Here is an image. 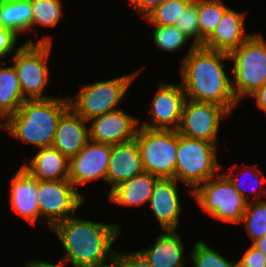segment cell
<instances>
[{
	"mask_svg": "<svg viewBox=\"0 0 266 267\" xmlns=\"http://www.w3.org/2000/svg\"><path fill=\"white\" fill-rule=\"evenodd\" d=\"M131 5L146 18L157 6L163 4L166 0H128Z\"/></svg>",
	"mask_w": 266,
	"mask_h": 267,
	"instance_id": "d590c367",
	"label": "cell"
},
{
	"mask_svg": "<svg viewBox=\"0 0 266 267\" xmlns=\"http://www.w3.org/2000/svg\"><path fill=\"white\" fill-rule=\"evenodd\" d=\"M174 178H158L153 185L149 204L162 230H177L181 203Z\"/></svg>",
	"mask_w": 266,
	"mask_h": 267,
	"instance_id": "9a60e30c",
	"label": "cell"
},
{
	"mask_svg": "<svg viewBox=\"0 0 266 267\" xmlns=\"http://www.w3.org/2000/svg\"><path fill=\"white\" fill-rule=\"evenodd\" d=\"M230 172L228 173V174H225L228 178H229V180L231 181V183L233 184V186L236 188V190L248 201V202H250V200H248L247 198L249 197V194L248 195H246V192L243 190V188H242V185H241V183H239L238 181H239V178L238 177H233V172H234V169L233 168H230V170H229ZM258 174H262V172H261V170L259 169V168H257L256 170L254 169V171L250 174L251 175V178L249 179V178H247V180L249 179V181H250V183H252L253 185H255V182L257 181V183L258 182H260L261 181V183H263L264 181H266V177L263 175V177L261 178L262 180H258ZM255 187H257L256 185L253 187V189L251 190V191H253L254 193H255V195L254 194H251V195H253L254 196V199L256 200V201H258V200H262V198H263V196L262 195H264V196H266V189H264L265 190V192H264V194L262 193V191H259V188H257L258 189V191L256 190V188ZM246 190V189H245ZM256 190V191H255Z\"/></svg>",
	"mask_w": 266,
	"mask_h": 267,
	"instance_id": "1f68e13d",
	"label": "cell"
},
{
	"mask_svg": "<svg viewBox=\"0 0 266 267\" xmlns=\"http://www.w3.org/2000/svg\"><path fill=\"white\" fill-rule=\"evenodd\" d=\"M135 140L145 172L159 178H174L177 163L178 131L147 129L139 125Z\"/></svg>",
	"mask_w": 266,
	"mask_h": 267,
	"instance_id": "9c48e42d",
	"label": "cell"
},
{
	"mask_svg": "<svg viewBox=\"0 0 266 267\" xmlns=\"http://www.w3.org/2000/svg\"><path fill=\"white\" fill-rule=\"evenodd\" d=\"M245 228L252 243L266 234V200L254 201L247 204L240 223Z\"/></svg>",
	"mask_w": 266,
	"mask_h": 267,
	"instance_id": "4316f807",
	"label": "cell"
},
{
	"mask_svg": "<svg viewBox=\"0 0 266 267\" xmlns=\"http://www.w3.org/2000/svg\"><path fill=\"white\" fill-rule=\"evenodd\" d=\"M32 7L30 0H0V22L3 28L17 34L32 29Z\"/></svg>",
	"mask_w": 266,
	"mask_h": 267,
	"instance_id": "603a6c76",
	"label": "cell"
},
{
	"mask_svg": "<svg viewBox=\"0 0 266 267\" xmlns=\"http://www.w3.org/2000/svg\"><path fill=\"white\" fill-rule=\"evenodd\" d=\"M110 262H111V264H109V265L107 263L105 264V262H104V263L98 264L94 267H119L118 260L114 256L110 259Z\"/></svg>",
	"mask_w": 266,
	"mask_h": 267,
	"instance_id": "60d3db41",
	"label": "cell"
},
{
	"mask_svg": "<svg viewBox=\"0 0 266 267\" xmlns=\"http://www.w3.org/2000/svg\"><path fill=\"white\" fill-rule=\"evenodd\" d=\"M71 107L62 115L52 146L69 159L78 154L89 141V127Z\"/></svg>",
	"mask_w": 266,
	"mask_h": 267,
	"instance_id": "d6986e66",
	"label": "cell"
},
{
	"mask_svg": "<svg viewBox=\"0 0 266 267\" xmlns=\"http://www.w3.org/2000/svg\"><path fill=\"white\" fill-rule=\"evenodd\" d=\"M32 7V28L35 25L54 27L62 17L61 0H30Z\"/></svg>",
	"mask_w": 266,
	"mask_h": 267,
	"instance_id": "83f0119b",
	"label": "cell"
},
{
	"mask_svg": "<svg viewBox=\"0 0 266 267\" xmlns=\"http://www.w3.org/2000/svg\"><path fill=\"white\" fill-rule=\"evenodd\" d=\"M230 116L222 106L186 99L178 133L184 137L216 144L221 120Z\"/></svg>",
	"mask_w": 266,
	"mask_h": 267,
	"instance_id": "8fae6325",
	"label": "cell"
},
{
	"mask_svg": "<svg viewBox=\"0 0 266 267\" xmlns=\"http://www.w3.org/2000/svg\"><path fill=\"white\" fill-rule=\"evenodd\" d=\"M245 13L227 8L214 32L203 42L202 47L230 54L252 34H245Z\"/></svg>",
	"mask_w": 266,
	"mask_h": 267,
	"instance_id": "ac0fdd59",
	"label": "cell"
},
{
	"mask_svg": "<svg viewBox=\"0 0 266 267\" xmlns=\"http://www.w3.org/2000/svg\"><path fill=\"white\" fill-rule=\"evenodd\" d=\"M28 164L23 167L37 180H69L70 159L53 146L39 148Z\"/></svg>",
	"mask_w": 266,
	"mask_h": 267,
	"instance_id": "44dd1931",
	"label": "cell"
},
{
	"mask_svg": "<svg viewBox=\"0 0 266 267\" xmlns=\"http://www.w3.org/2000/svg\"><path fill=\"white\" fill-rule=\"evenodd\" d=\"M111 147V144L89 140L78 154L70 158L69 181L74 186L98 179L107 182Z\"/></svg>",
	"mask_w": 266,
	"mask_h": 267,
	"instance_id": "4fadbf2b",
	"label": "cell"
},
{
	"mask_svg": "<svg viewBox=\"0 0 266 267\" xmlns=\"http://www.w3.org/2000/svg\"><path fill=\"white\" fill-rule=\"evenodd\" d=\"M189 192L211 217L229 223L239 224L248 204L225 173L213 176Z\"/></svg>",
	"mask_w": 266,
	"mask_h": 267,
	"instance_id": "52a82bcc",
	"label": "cell"
},
{
	"mask_svg": "<svg viewBox=\"0 0 266 267\" xmlns=\"http://www.w3.org/2000/svg\"><path fill=\"white\" fill-rule=\"evenodd\" d=\"M254 247L266 254V234L252 243Z\"/></svg>",
	"mask_w": 266,
	"mask_h": 267,
	"instance_id": "f35d334b",
	"label": "cell"
},
{
	"mask_svg": "<svg viewBox=\"0 0 266 267\" xmlns=\"http://www.w3.org/2000/svg\"><path fill=\"white\" fill-rule=\"evenodd\" d=\"M69 108V96L26 100L15 114L8 116L7 132L37 148L50 147L58 122Z\"/></svg>",
	"mask_w": 266,
	"mask_h": 267,
	"instance_id": "3957f363",
	"label": "cell"
},
{
	"mask_svg": "<svg viewBox=\"0 0 266 267\" xmlns=\"http://www.w3.org/2000/svg\"><path fill=\"white\" fill-rule=\"evenodd\" d=\"M143 172L141 153L135 139L112 145L107 171V184L111 185L110 191L120 183Z\"/></svg>",
	"mask_w": 266,
	"mask_h": 267,
	"instance_id": "2e32d148",
	"label": "cell"
},
{
	"mask_svg": "<svg viewBox=\"0 0 266 267\" xmlns=\"http://www.w3.org/2000/svg\"><path fill=\"white\" fill-rule=\"evenodd\" d=\"M63 265L64 263L61 261L56 265L42 260H31L26 263V267H63Z\"/></svg>",
	"mask_w": 266,
	"mask_h": 267,
	"instance_id": "74e56055",
	"label": "cell"
},
{
	"mask_svg": "<svg viewBox=\"0 0 266 267\" xmlns=\"http://www.w3.org/2000/svg\"><path fill=\"white\" fill-rule=\"evenodd\" d=\"M190 258L194 267H237V263L226 260L219 252L202 241L193 245Z\"/></svg>",
	"mask_w": 266,
	"mask_h": 267,
	"instance_id": "f546056e",
	"label": "cell"
},
{
	"mask_svg": "<svg viewBox=\"0 0 266 267\" xmlns=\"http://www.w3.org/2000/svg\"><path fill=\"white\" fill-rule=\"evenodd\" d=\"M151 102V120L143 122L147 129L177 130L182 117L186 95L182 85L161 82Z\"/></svg>",
	"mask_w": 266,
	"mask_h": 267,
	"instance_id": "7c38bea8",
	"label": "cell"
},
{
	"mask_svg": "<svg viewBox=\"0 0 266 267\" xmlns=\"http://www.w3.org/2000/svg\"><path fill=\"white\" fill-rule=\"evenodd\" d=\"M190 40L194 39L193 44L200 46V27L198 23L197 0H193L185 9L183 15L175 24Z\"/></svg>",
	"mask_w": 266,
	"mask_h": 267,
	"instance_id": "4dcf8cb0",
	"label": "cell"
},
{
	"mask_svg": "<svg viewBox=\"0 0 266 267\" xmlns=\"http://www.w3.org/2000/svg\"><path fill=\"white\" fill-rule=\"evenodd\" d=\"M140 252L152 267H185L184 246L176 230H165L153 246Z\"/></svg>",
	"mask_w": 266,
	"mask_h": 267,
	"instance_id": "ffe728a7",
	"label": "cell"
},
{
	"mask_svg": "<svg viewBox=\"0 0 266 267\" xmlns=\"http://www.w3.org/2000/svg\"><path fill=\"white\" fill-rule=\"evenodd\" d=\"M25 101L15 68L0 66V110L10 116L15 114Z\"/></svg>",
	"mask_w": 266,
	"mask_h": 267,
	"instance_id": "cb8c5ba5",
	"label": "cell"
},
{
	"mask_svg": "<svg viewBox=\"0 0 266 267\" xmlns=\"http://www.w3.org/2000/svg\"><path fill=\"white\" fill-rule=\"evenodd\" d=\"M119 267H152L140 251L120 253L115 252Z\"/></svg>",
	"mask_w": 266,
	"mask_h": 267,
	"instance_id": "836d02e7",
	"label": "cell"
},
{
	"mask_svg": "<svg viewBox=\"0 0 266 267\" xmlns=\"http://www.w3.org/2000/svg\"><path fill=\"white\" fill-rule=\"evenodd\" d=\"M118 224H104L75 217L55 224L53 230L66 251L61 262L73 267H94L114 256L112 244L120 234Z\"/></svg>",
	"mask_w": 266,
	"mask_h": 267,
	"instance_id": "7a4b0ae2",
	"label": "cell"
},
{
	"mask_svg": "<svg viewBox=\"0 0 266 267\" xmlns=\"http://www.w3.org/2000/svg\"><path fill=\"white\" fill-rule=\"evenodd\" d=\"M237 267H266V254L251 244L237 262Z\"/></svg>",
	"mask_w": 266,
	"mask_h": 267,
	"instance_id": "d6a6232c",
	"label": "cell"
},
{
	"mask_svg": "<svg viewBox=\"0 0 266 267\" xmlns=\"http://www.w3.org/2000/svg\"><path fill=\"white\" fill-rule=\"evenodd\" d=\"M216 145L206 140L192 139L178 133L175 179L190 185L193 190L216 176L222 168L218 163Z\"/></svg>",
	"mask_w": 266,
	"mask_h": 267,
	"instance_id": "8992f818",
	"label": "cell"
},
{
	"mask_svg": "<svg viewBox=\"0 0 266 267\" xmlns=\"http://www.w3.org/2000/svg\"><path fill=\"white\" fill-rule=\"evenodd\" d=\"M154 26L153 42L164 52L178 51L189 42L188 37L175 26Z\"/></svg>",
	"mask_w": 266,
	"mask_h": 267,
	"instance_id": "f1b7e54d",
	"label": "cell"
},
{
	"mask_svg": "<svg viewBox=\"0 0 266 267\" xmlns=\"http://www.w3.org/2000/svg\"><path fill=\"white\" fill-rule=\"evenodd\" d=\"M192 1L193 0H166L143 19H147L152 25L175 26Z\"/></svg>",
	"mask_w": 266,
	"mask_h": 267,
	"instance_id": "484cf974",
	"label": "cell"
},
{
	"mask_svg": "<svg viewBox=\"0 0 266 267\" xmlns=\"http://www.w3.org/2000/svg\"><path fill=\"white\" fill-rule=\"evenodd\" d=\"M232 87L237 101L251 96L266 81V40L261 33L252 34L229 54Z\"/></svg>",
	"mask_w": 266,
	"mask_h": 267,
	"instance_id": "277c9868",
	"label": "cell"
},
{
	"mask_svg": "<svg viewBox=\"0 0 266 267\" xmlns=\"http://www.w3.org/2000/svg\"><path fill=\"white\" fill-rule=\"evenodd\" d=\"M251 96L256 98V104L258 108L264 111L266 114V81Z\"/></svg>",
	"mask_w": 266,
	"mask_h": 267,
	"instance_id": "8d00e7d4",
	"label": "cell"
},
{
	"mask_svg": "<svg viewBox=\"0 0 266 267\" xmlns=\"http://www.w3.org/2000/svg\"><path fill=\"white\" fill-rule=\"evenodd\" d=\"M2 119L5 120L2 121ZM0 127L8 131V115H6L2 110H0Z\"/></svg>",
	"mask_w": 266,
	"mask_h": 267,
	"instance_id": "ab89813d",
	"label": "cell"
},
{
	"mask_svg": "<svg viewBox=\"0 0 266 267\" xmlns=\"http://www.w3.org/2000/svg\"><path fill=\"white\" fill-rule=\"evenodd\" d=\"M89 127V140L96 143L121 144L136 138L140 120L117 109L92 118Z\"/></svg>",
	"mask_w": 266,
	"mask_h": 267,
	"instance_id": "5bb4252c",
	"label": "cell"
},
{
	"mask_svg": "<svg viewBox=\"0 0 266 267\" xmlns=\"http://www.w3.org/2000/svg\"><path fill=\"white\" fill-rule=\"evenodd\" d=\"M37 189L38 180L21 166L11 181L9 205L14 212L34 225L40 218Z\"/></svg>",
	"mask_w": 266,
	"mask_h": 267,
	"instance_id": "e0dca14e",
	"label": "cell"
},
{
	"mask_svg": "<svg viewBox=\"0 0 266 267\" xmlns=\"http://www.w3.org/2000/svg\"><path fill=\"white\" fill-rule=\"evenodd\" d=\"M37 199L40 218L50 229L75 214L84 203V196L69 180H38Z\"/></svg>",
	"mask_w": 266,
	"mask_h": 267,
	"instance_id": "30bf717a",
	"label": "cell"
},
{
	"mask_svg": "<svg viewBox=\"0 0 266 267\" xmlns=\"http://www.w3.org/2000/svg\"><path fill=\"white\" fill-rule=\"evenodd\" d=\"M17 34L14 30L3 28L0 30V58L3 59L7 54L14 53L16 47Z\"/></svg>",
	"mask_w": 266,
	"mask_h": 267,
	"instance_id": "e575fe53",
	"label": "cell"
},
{
	"mask_svg": "<svg viewBox=\"0 0 266 267\" xmlns=\"http://www.w3.org/2000/svg\"><path fill=\"white\" fill-rule=\"evenodd\" d=\"M229 54L209 50L193 43L181 65L182 88L187 99L214 103L224 107L230 114L238 101L232 79L226 75L224 61Z\"/></svg>",
	"mask_w": 266,
	"mask_h": 267,
	"instance_id": "6da1fadb",
	"label": "cell"
},
{
	"mask_svg": "<svg viewBox=\"0 0 266 267\" xmlns=\"http://www.w3.org/2000/svg\"><path fill=\"white\" fill-rule=\"evenodd\" d=\"M140 71L138 69L118 78L82 85L75 100L69 97L70 107L86 122L119 109L118 103Z\"/></svg>",
	"mask_w": 266,
	"mask_h": 267,
	"instance_id": "ba28073f",
	"label": "cell"
},
{
	"mask_svg": "<svg viewBox=\"0 0 266 267\" xmlns=\"http://www.w3.org/2000/svg\"><path fill=\"white\" fill-rule=\"evenodd\" d=\"M158 176L143 172L138 176L120 183L109 192V200L122 206H140L149 202L153 185Z\"/></svg>",
	"mask_w": 266,
	"mask_h": 267,
	"instance_id": "7402d4cb",
	"label": "cell"
},
{
	"mask_svg": "<svg viewBox=\"0 0 266 267\" xmlns=\"http://www.w3.org/2000/svg\"><path fill=\"white\" fill-rule=\"evenodd\" d=\"M227 8L221 0H197L200 46L217 28Z\"/></svg>",
	"mask_w": 266,
	"mask_h": 267,
	"instance_id": "d4e9b609",
	"label": "cell"
},
{
	"mask_svg": "<svg viewBox=\"0 0 266 267\" xmlns=\"http://www.w3.org/2000/svg\"><path fill=\"white\" fill-rule=\"evenodd\" d=\"M52 39L44 36L37 44L29 39L17 48L13 57L22 95L26 100L50 99L43 90L49 78L48 58H50Z\"/></svg>",
	"mask_w": 266,
	"mask_h": 267,
	"instance_id": "5b68a950",
	"label": "cell"
}]
</instances>
